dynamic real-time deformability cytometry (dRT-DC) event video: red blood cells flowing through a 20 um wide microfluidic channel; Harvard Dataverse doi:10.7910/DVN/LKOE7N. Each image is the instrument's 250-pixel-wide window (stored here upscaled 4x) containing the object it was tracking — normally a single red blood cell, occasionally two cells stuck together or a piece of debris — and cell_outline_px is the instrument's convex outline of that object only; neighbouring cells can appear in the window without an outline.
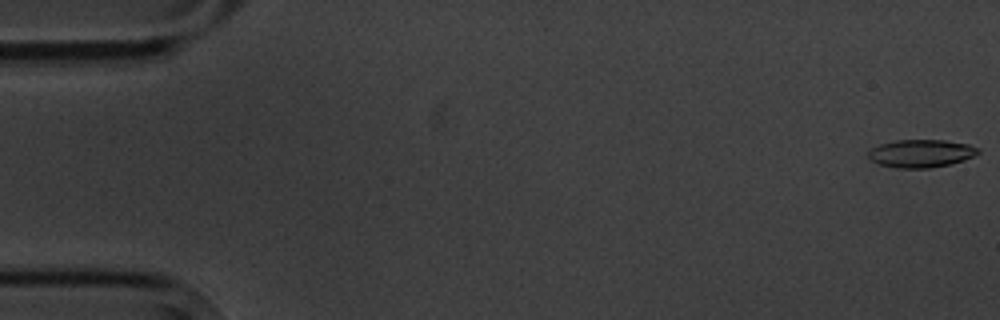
{"species": "common noctule bat (a hibernating species)", "species_latin": "Nyctalus noctula", "temperature_condition": "cold", "stored_images_in_passage": 7, "camera_frame_rate_fps": 3000, "um_per_image_px": 0.085, "animal": {"sex": "male", "body_mass_g": 20.1, "forearm_length_mm": 53.5}, "frame": {"image": 1, "passage_image": 1, "time_ms": 0.0, "image_size_px": [1000, 320], "cell_outline_px": [[980, 152], [964, 160], [948, 164], [928, 168], [896, 168], [876, 164], [868, 156], [868, 152], [872, 148], [880, 144], [896, 140], [944, 140], [968, 144], [980, 148]], "centroid_in_image_um": [78.27, 13.04], "position_along_channel_um": 6.7, "area_um2": 17.8}}
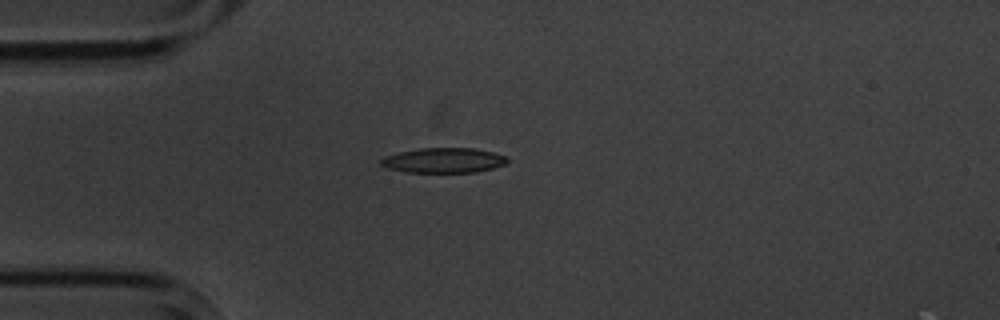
{"frame": {"image": 2, "passage_image": 5, "time_ms": 4.667, "image_size_px": [1000, 320], "cell_outline_px": [[508, 160], [504, 164], [492, 168], [476, 172], [404, 172], [388, 168], [380, 164], [380, 160], [384, 156], [400, 152], [420, 148], [472, 148], [492, 152], [504, 156]], "centroid_in_image_um": [37.66, 13.63], "position_along_channel_um": 47.3, "area_um2": 18.21}}
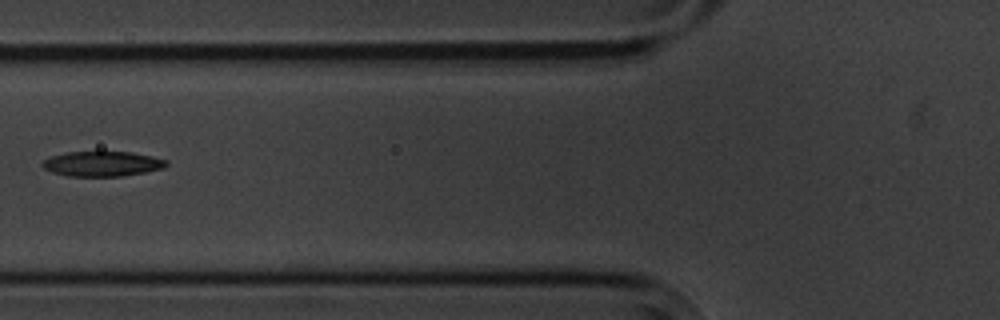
{"frame": {"image": 3, "passage_image": 7, "time_ms": 7.0, "image_size_px": [1000, 320], "cell_outline_px": [[168, 164], [164, 168], [124, 176], [68, 176], [52, 172], [44, 168], [40, 164], [44, 160], [52, 156], [64, 152], [132, 152], [152, 156], [168, 160]], "centroid_in_image_um": [8.7, 13.92], "position_along_channel_um": 117.1, "area_um2": 18.09}}